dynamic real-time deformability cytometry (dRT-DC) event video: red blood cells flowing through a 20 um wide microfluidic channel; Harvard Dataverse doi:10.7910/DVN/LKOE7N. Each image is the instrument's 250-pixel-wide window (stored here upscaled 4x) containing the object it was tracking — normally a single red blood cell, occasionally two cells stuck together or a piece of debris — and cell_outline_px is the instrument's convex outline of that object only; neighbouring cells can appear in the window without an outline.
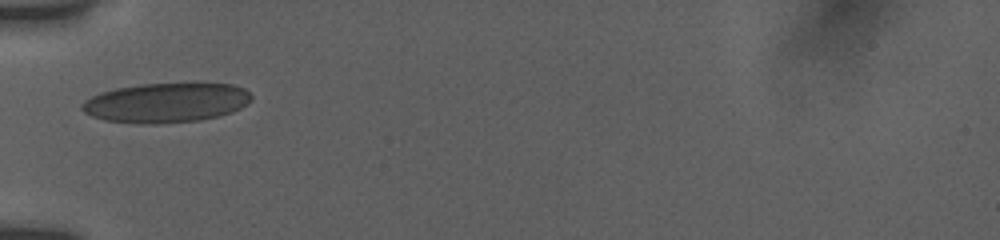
{"species": "human", "species_latin": "Homo sapiens", "temperature_condition": "room temperature", "stored_images_in_passage": 4, "camera_frame_rate_fps": 3000, "um_per_image_px": 0.085, "donor": {"sex": "female"}, "frame": {"image": 1, "passage_image": 1, "time_ms": 0.0, "image_size_px": [1000, 240], "cell_outline_px": [[252, 100], [248, 104], [232, 112], [200, 120], [156, 124], [140, 124], [104, 120], [92, 116], [84, 112], [80, 108], [80, 104], [84, 100], [100, 92], [116, 88], [140, 84], [196, 80], [232, 84], [244, 88], [252, 96]], "centroid_in_image_um": [14.16, 8.68], "position_along_channel_um": 70.8, "area_um2": 40.46}}
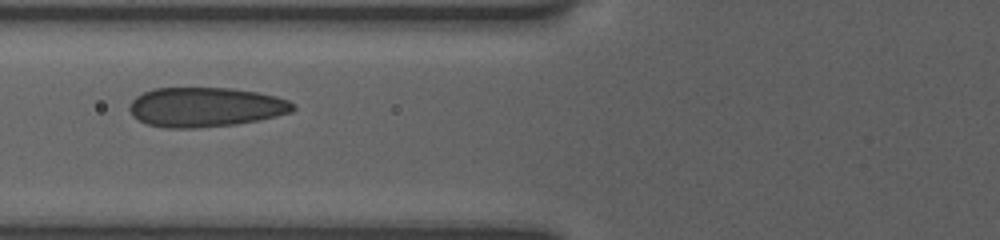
{"frame": {"image": 2, "passage_image": 2, "time_ms": 1.0, "image_size_px": [1000, 240], "cell_outline_px": [[296, 108], [292, 112], [260, 120], [236, 124], [196, 128], [164, 128], [148, 124], [132, 116], [128, 108], [132, 100], [136, 96], [144, 92], [156, 88], [232, 88], [256, 92], [276, 96], [288, 100], [296, 104]], "centroid_in_image_um": [17.48, 9.11], "position_along_channel_um": 108.3, "area_um2": 37.86}}
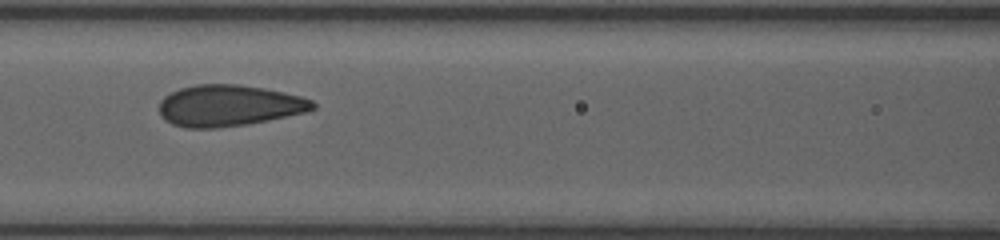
{"frame": {"image": 3, "passage_image": 3, "time_ms": 2.0, "image_size_px": [1000, 240], "cell_outline_px": [[316, 108], [304, 112], [268, 120], [248, 124], [216, 128], [184, 128], [172, 124], [164, 120], [160, 116], [160, 100], [164, 96], [180, 88], [196, 84], [240, 84], [264, 88], [284, 92], [300, 96], [312, 100], [316, 104]], "centroid_in_image_um": [19.43, 8.98], "position_along_channel_um": 147.2, "area_um2": 37.11}}